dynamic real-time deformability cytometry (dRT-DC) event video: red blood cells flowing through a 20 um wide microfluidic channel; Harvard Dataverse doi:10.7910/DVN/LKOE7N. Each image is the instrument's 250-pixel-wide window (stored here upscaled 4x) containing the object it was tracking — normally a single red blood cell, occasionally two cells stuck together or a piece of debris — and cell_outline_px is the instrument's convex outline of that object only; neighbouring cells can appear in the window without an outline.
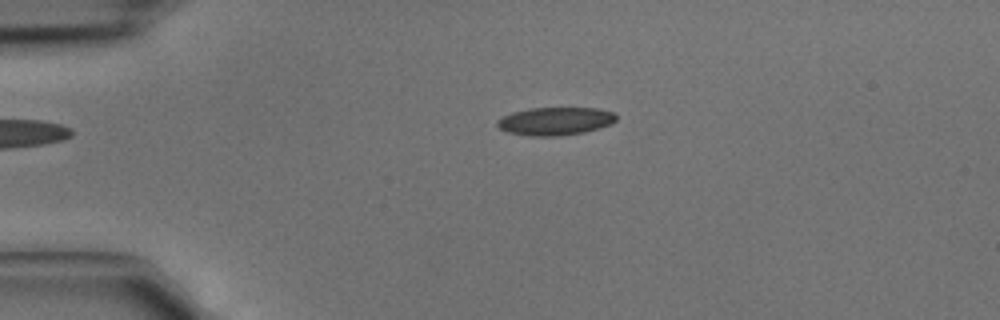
{"species": "common noctule bat (a hibernating species)", "species_latin": "Nyctalus noctula", "temperature_condition": "cold", "stored_images_in_passage": 4, "camera_frame_rate_fps": 3000, "um_per_image_px": 0.085, "animal": {"sex": "male", "body_mass_g": 15.6}, "frame": {"image": 1, "passage_image": 2, "time_ms": 0.333, "image_size_px": [1000, 320], "cell_outline_px": [[616, 120], [600, 128], [584, 132], [560, 136], [528, 136], [508, 132], [500, 128], [496, 124], [496, 120], [512, 112], [528, 108], [600, 108], [616, 112]], "centroid_in_image_um": [47.2, 10.29], "position_along_channel_um": 37.8, "area_um2": 19.54}}